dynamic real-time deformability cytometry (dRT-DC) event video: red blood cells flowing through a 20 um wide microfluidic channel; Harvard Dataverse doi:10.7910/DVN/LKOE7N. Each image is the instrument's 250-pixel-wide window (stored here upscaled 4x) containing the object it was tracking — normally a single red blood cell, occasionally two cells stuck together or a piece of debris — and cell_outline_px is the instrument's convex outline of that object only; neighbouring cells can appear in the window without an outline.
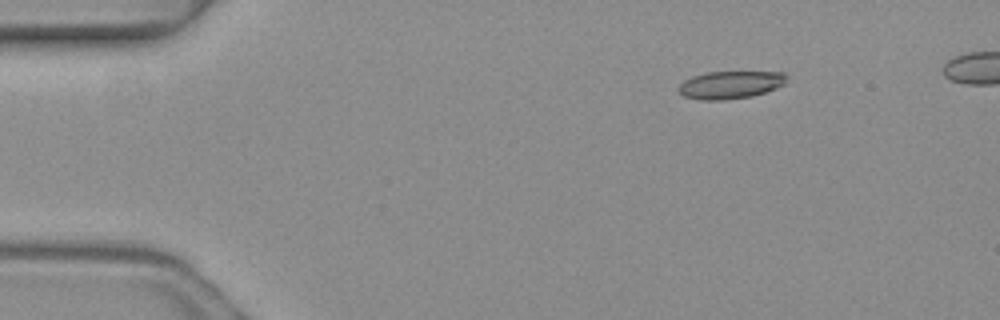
{"species": "common noctule bat (a hibernating species)", "species_latin": "Nyctalus noctula", "temperature_condition": "warm", "stored_images_in_passage": 3, "camera_frame_rate_fps": 3000, "um_per_image_px": 0.085, "animal": {"sex": "female", "body_mass_g": 19.3, "forearm_length_mm": 54.1}, "frame": {"image": 1, "passage_image": 2, "time_ms": 0.333, "image_size_px": [1000, 320], "cell_outline_px": [[788, 76], [784, 84], [764, 92], [752, 96], [724, 100], [700, 100], [684, 96], [676, 88], [684, 80], [692, 76], [708, 72], [784, 72]], "centroid_in_image_um": [62.06, 7.21], "position_along_channel_um": 22.9, "area_um2": 17.4}}